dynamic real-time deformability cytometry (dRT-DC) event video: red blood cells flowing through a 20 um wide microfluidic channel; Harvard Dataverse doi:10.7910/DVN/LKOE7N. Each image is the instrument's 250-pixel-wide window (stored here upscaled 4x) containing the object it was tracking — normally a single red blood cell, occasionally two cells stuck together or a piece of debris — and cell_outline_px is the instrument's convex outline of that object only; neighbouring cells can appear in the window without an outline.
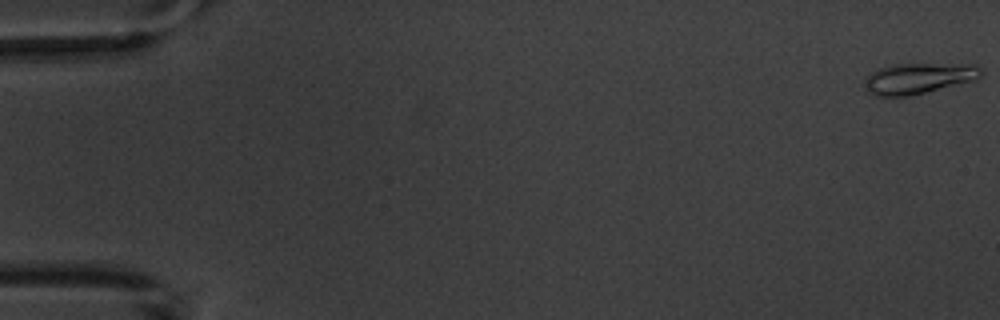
{"species": "common noctule bat (a hibernating species)", "species_latin": "Nyctalus noctula", "temperature_condition": "warm", "stored_images_in_passage": 5, "segment_of_instrument_passage": [2, 2], "camera_frame_rate_fps": 3000, "um_per_image_px": 0.085, "animal": {"sex": "male", "body_mass_g": 20.1, "forearm_length_mm": 53.5}, "frame": {"image": 1, "passage_image": 5, "time_ms": 5.0, "image_size_px": [1000, 320], "cell_outline_px": [[984, 72], [980, 76], [972, 80], [908, 96], [876, 96], [864, 92], [864, 80], [872, 72], [880, 68], [892, 64], [976, 64]], "centroid_in_image_um": [78.01, 6.65], "position_along_channel_um": 7.0, "area_um2": 20.75}}